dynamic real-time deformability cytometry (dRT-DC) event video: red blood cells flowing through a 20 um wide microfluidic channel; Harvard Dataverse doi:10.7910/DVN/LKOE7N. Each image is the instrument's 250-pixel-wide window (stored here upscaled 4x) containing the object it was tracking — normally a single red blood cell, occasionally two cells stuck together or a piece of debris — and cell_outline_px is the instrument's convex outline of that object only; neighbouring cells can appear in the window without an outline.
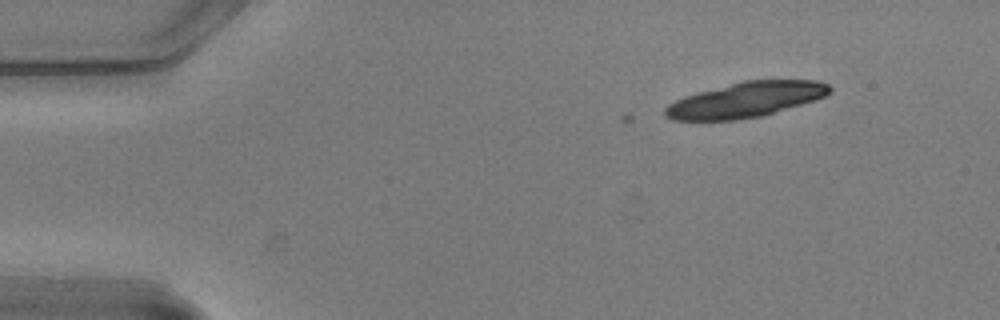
{"species": "common noctule bat (a hibernating species)", "species_latin": "Nyctalus noctula", "temperature_condition": "warm", "stored_images_in_passage": 7, "camera_frame_rate_fps": 3000, "um_per_image_px": 0.085, "animal": {"sex": "male", "body_mass_g": 20.5, "forearm_length_mm": 52.5}, "frame": {"image": 1, "passage_image": 7, "time_ms": 2.0, "image_size_px": [1000, 320], "cell_outline_px": [[832, 92], [816, 100], [760, 116], [732, 120], [672, 120], [664, 116], [664, 108], [668, 104], [684, 96], [696, 92], [744, 80], [820, 80], [828, 84], [832, 88]], "centroid_in_image_um": [63.39, 8.47], "position_along_channel_um": 21.6, "area_um2": 33.76}}